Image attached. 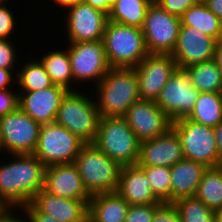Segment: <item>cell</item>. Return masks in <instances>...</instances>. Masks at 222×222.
I'll list each match as a JSON object with an SVG mask.
<instances>
[{
    "mask_svg": "<svg viewBox=\"0 0 222 222\" xmlns=\"http://www.w3.org/2000/svg\"><path fill=\"white\" fill-rule=\"evenodd\" d=\"M11 156L14 160L0 165V196L13 209H22L44 189L46 166L34 154Z\"/></svg>",
    "mask_w": 222,
    "mask_h": 222,
    "instance_id": "obj_1",
    "label": "cell"
},
{
    "mask_svg": "<svg viewBox=\"0 0 222 222\" xmlns=\"http://www.w3.org/2000/svg\"><path fill=\"white\" fill-rule=\"evenodd\" d=\"M95 86L100 117H124L127 110L141 100L134 68H110Z\"/></svg>",
    "mask_w": 222,
    "mask_h": 222,
    "instance_id": "obj_2",
    "label": "cell"
},
{
    "mask_svg": "<svg viewBox=\"0 0 222 222\" xmlns=\"http://www.w3.org/2000/svg\"><path fill=\"white\" fill-rule=\"evenodd\" d=\"M102 41L110 68H135L149 54L138 27L108 20Z\"/></svg>",
    "mask_w": 222,
    "mask_h": 222,
    "instance_id": "obj_3",
    "label": "cell"
},
{
    "mask_svg": "<svg viewBox=\"0 0 222 222\" xmlns=\"http://www.w3.org/2000/svg\"><path fill=\"white\" fill-rule=\"evenodd\" d=\"M86 191L92 196L116 192L122 166L93 143L85 144L74 161Z\"/></svg>",
    "mask_w": 222,
    "mask_h": 222,
    "instance_id": "obj_4",
    "label": "cell"
},
{
    "mask_svg": "<svg viewBox=\"0 0 222 222\" xmlns=\"http://www.w3.org/2000/svg\"><path fill=\"white\" fill-rule=\"evenodd\" d=\"M140 143L124 117H100L93 144L110 159L121 166L137 164Z\"/></svg>",
    "mask_w": 222,
    "mask_h": 222,
    "instance_id": "obj_5",
    "label": "cell"
},
{
    "mask_svg": "<svg viewBox=\"0 0 222 222\" xmlns=\"http://www.w3.org/2000/svg\"><path fill=\"white\" fill-rule=\"evenodd\" d=\"M84 94L69 91L62 99L54 122L87 144L95 141L100 114L96 100Z\"/></svg>",
    "mask_w": 222,
    "mask_h": 222,
    "instance_id": "obj_6",
    "label": "cell"
},
{
    "mask_svg": "<svg viewBox=\"0 0 222 222\" xmlns=\"http://www.w3.org/2000/svg\"><path fill=\"white\" fill-rule=\"evenodd\" d=\"M85 144L65 127L53 122L41 126L36 150L33 154L46 167L74 163Z\"/></svg>",
    "mask_w": 222,
    "mask_h": 222,
    "instance_id": "obj_7",
    "label": "cell"
},
{
    "mask_svg": "<svg viewBox=\"0 0 222 222\" xmlns=\"http://www.w3.org/2000/svg\"><path fill=\"white\" fill-rule=\"evenodd\" d=\"M171 127L180 138L185 159L204 164L206 167H217V145L213 128L195 123L188 118L172 122Z\"/></svg>",
    "mask_w": 222,
    "mask_h": 222,
    "instance_id": "obj_8",
    "label": "cell"
},
{
    "mask_svg": "<svg viewBox=\"0 0 222 222\" xmlns=\"http://www.w3.org/2000/svg\"><path fill=\"white\" fill-rule=\"evenodd\" d=\"M181 20L155 1L149 6L141 28L149 54H171L176 46Z\"/></svg>",
    "mask_w": 222,
    "mask_h": 222,
    "instance_id": "obj_9",
    "label": "cell"
},
{
    "mask_svg": "<svg viewBox=\"0 0 222 222\" xmlns=\"http://www.w3.org/2000/svg\"><path fill=\"white\" fill-rule=\"evenodd\" d=\"M41 124L20 108L0 118L1 151L8 154H33Z\"/></svg>",
    "mask_w": 222,
    "mask_h": 222,
    "instance_id": "obj_10",
    "label": "cell"
},
{
    "mask_svg": "<svg viewBox=\"0 0 222 222\" xmlns=\"http://www.w3.org/2000/svg\"><path fill=\"white\" fill-rule=\"evenodd\" d=\"M198 95L187 72L177 68L162 88L156 105L174 122L191 114Z\"/></svg>",
    "mask_w": 222,
    "mask_h": 222,
    "instance_id": "obj_11",
    "label": "cell"
},
{
    "mask_svg": "<svg viewBox=\"0 0 222 222\" xmlns=\"http://www.w3.org/2000/svg\"><path fill=\"white\" fill-rule=\"evenodd\" d=\"M71 72L75 83L92 80L97 85L109 71L102 40L68 43ZM94 81V82H93Z\"/></svg>",
    "mask_w": 222,
    "mask_h": 222,
    "instance_id": "obj_12",
    "label": "cell"
},
{
    "mask_svg": "<svg viewBox=\"0 0 222 222\" xmlns=\"http://www.w3.org/2000/svg\"><path fill=\"white\" fill-rule=\"evenodd\" d=\"M134 69L140 99L156 102L177 65L171 54H148Z\"/></svg>",
    "mask_w": 222,
    "mask_h": 222,
    "instance_id": "obj_13",
    "label": "cell"
},
{
    "mask_svg": "<svg viewBox=\"0 0 222 222\" xmlns=\"http://www.w3.org/2000/svg\"><path fill=\"white\" fill-rule=\"evenodd\" d=\"M69 8V9H68ZM66 31L69 43L99 41L108 21V15L89 4L78 2L68 7Z\"/></svg>",
    "mask_w": 222,
    "mask_h": 222,
    "instance_id": "obj_14",
    "label": "cell"
},
{
    "mask_svg": "<svg viewBox=\"0 0 222 222\" xmlns=\"http://www.w3.org/2000/svg\"><path fill=\"white\" fill-rule=\"evenodd\" d=\"M217 40L191 26L181 25L171 53L178 69L213 60Z\"/></svg>",
    "mask_w": 222,
    "mask_h": 222,
    "instance_id": "obj_15",
    "label": "cell"
},
{
    "mask_svg": "<svg viewBox=\"0 0 222 222\" xmlns=\"http://www.w3.org/2000/svg\"><path fill=\"white\" fill-rule=\"evenodd\" d=\"M128 125L140 142L159 137L171 128L170 118L155 101L139 100L125 114Z\"/></svg>",
    "mask_w": 222,
    "mask_h": 222,
    "instance_id": "obj_16",
    "label": "cell"
},
{
    "mask_svg": "<svg viewBox=\"0 0 222 222\" xmlns=\"http://www.w3.org/2000/svg\"><path fill=\"white\" fill-rule=\"evenodd\" d=\"M184 159L181 141L171 127L164 134L140 143L137 165L140 167H172Z\"/></svg>",
    "mask_w": 222,
    "mask_h": 222,
    "instance_id": "obj_17",
    "label": "cell"
},
{
    "mask_svg": "<svg viewBox=\"0 0 222 222\" xmlns=\"http://www.w3.org/2000/svg\"><path fill=\"white\" fill-rule=\"evenodd\" d=\"M69 91L62 86L19 92V108L41 125L53 123L62 99Z\"/></svg>",
    "mask_w": 222,
    "mask_h": 222,
    "instance_id": "obj_18",
    "label": "cell"
},
{
    "mask_svg": "<svg viewBox=\"0 0 222 222\" xmlns=\"http://www.w3.org/2000/svg\"><path fill=\"white\" fill-rule=\"evenodd\" d=\"M44 189L52 195L64 198L89 200L91 197L74 163L46 167Z\"/></svg>",
    "mask_w": 222,
    "mask_h": 222,
    "instance_id": "obj_19",
    "label": "cell"
},
{
    "mask_svg": "<svg viewBox=\"0 0 222 222\" xmlns=\"http://www.w3.org/2000/svg\"><path fill=\"white\" fill-rule=\"evenodd\" d=\"M88 201L55 196L41 189L30 203L60 222H88Z\"/></svg>",
    "mask_w": 222,
    "mask_h": 222,
    "instance_id": "obj_20",
    "label": "cell"
},
{
    "mask_svg": "<svg viewBox=\"0 0 222 222\" xmlns=\"http://www.w3.org/2000/svg\"><path fill=\"white\" fill-rule=\"evenodd\" d=\"M116 192L129 205L162 204L152 192L144 170L137 164L122 166Z\"/></svg>",
    "mask_w": 222,
    "mask_h": 222,
    "instance_id": "obj_21",
    "label": "cell"
},
{
    "mask_svg": "<svg viewBox=\"0 0 222 222\" xmlns=\"http://www.w3.org/2000/svg\"><path fill=\"white\" fill-rule=\"evenodd\" d=\"M207 167L193 160L182 159L170 167L171 203L184 197H194Z\"/></svg>",
    "mask_w": 222,
    "mask_h": 222,
    "instance_id": "obj_22",
    "label": "cell"
},
{
    "mask_svg": "<svg viewBox=\"0 0 222 222\" xmlns=\"http://www.w3.org/2000/svg\"><path fill=\"white\" fill-rule=\"evenodd\" d=\"M129 206L117 192L92 195L88 201V222H124Z\"/></svg>",
    "mask_w": 222,
    "mask_h": 222,
    "instance_id": "obj_23",
    "label": "cell"
},
{
    "mask_svg": "<svg viewBox=\"0 0 222 222\" xmlns=\"http://www.w3.org/2000/svg\"><path fill=\"white\" fill-rule=\"evenodd\" d=\"M181 25L191 26L216 39H221V19L205 3H197L180 17Z\"/></svg>",
    "mask_w": 222,
    "mask_h": 222,
    "instance_id": "obj_24",
    "label": "cell"
},
{
    "mask_svg": "<svg viewBox=\"0 0 222 222\" xmlns=\"http://www.w3.org/2000/svg\"><path fill=\"white\" fill-rule=\"evenodd\" d=\"M184 70L199 92L222 94V75L214 60L196 63Z\"/></svg>",
    "mask_w": 222,
    "mask_h": 222,
    "instance_id": "obj_25",
    "label": "cell"
},
{
    "mask_svg": "<svg viewBox=\"0 0 222 222\" xmlns=\"http://www.w3.org/2000/svg\"><path fill=\"white\" fill-rule=\"evenodd\" d=\"M40 61L54 85L62 86L68 91H76L72 87L75 81L71 72L68 49L66 51L58 49L57 51L51 50L50 53L43 54Z\"/></svg>",
    "mask_w": 222,
    "mask_h": 222,
    "instance_id": "obj_26",
    "label": "cell"
},
{
    "mask_svg": "<svg viewBox=\"0 0 222 222\" xmlns=\"http://www.w3.org/2000/svg\"><path fill=\"white\" fill-rule=\"evenodd\" d=\"M194 197L214 212L222 209V165L207 167Z\"/></svg>",
    "mask_w": 222,
    "mask_h": 222,
    "instance_id": "obj_27",
    "label": "cell"
},
{
    "mask_svg": "<svg viewBox=\"0 0 222 222\" xmlns=\"http://www.w3.org/2000/svg\"><path fill=\"white\" fill-rule=\"evenodd\" d=\"M152 0H117L111 8L108 20L142 28L144 19Z\"/></svg>",
    "mask_w": 222,
    "mask_h": 222,
    "instance_id": "obj_28",
    "label": "cell"
},
{
    "mask_svg": "<svg viewBox=\"0 0 222 222\" xmlns=\"http://www.w3.org/2000/svg\"><path fill=\"white\" fill-rule=\"evenodd\" d=\"M187 118L198 124L216 127L222 122V94L199 92L194 108Z\"/></svg>",
    "mask_w": 222,
    "mask_h": 222,
    "instance_id": "obj_29",
    "label": "cell"
},
{
    "mask_svg": "<svg viewBox=\"0 0 222 222\" xmlns=\"http://www.w3.org/2000/svg\"><path fill=\"white\" fill-rule=\"evenodd\" d=\"M20 68V70H16L18 72L15 74L18 77L15 79L20 86L19 92L43 90L54 85L40 60H31Z\"/></svg>",
    "mask_w": 222,
    "mask_h": 222,
    "instance_id": "obj_30",
    "label": "cell"
},
{
    "mask_svg": "<svg viewBox=\"0 0 222 222\" xmlns=\"http://www.w3.org/2000/svg\"><path fill=\"white\" fill-rule=\"evenodd\" d=\"M182 222H215V212L195 197H184L172 203Z\"/></svg>",
    "mask_w": 222,
    "mask_h": 222,
    "instance_id": "obj_31",
    "label": "cell"
},
{
    "mask_svg": "<svg viewBox=\"0 0 222 222\" xmlns=\"http://www.w3.org/2000/svg\"><path fill=\"white\" fill-rule=\"evenodd\" d=\"M148 179L151 190L161 203H171V171L170 167H141Z\"/></svg>",
    "mask_w": 222,
    "mask_h": 222,
    "instance_id": "obj_32",
    "label": "cell"
},
{
    "mask_svg": "<svg viewBox=\"0 0 222 222\" xmlns=\"http://www.w3.org/2000/svg\"><path fill=\"white\" fill-rule=\"evenodd\" d=\"M160 205H130L124 222H152L154 212Z\"/></svg>",
    "mask_w": 222,
    "mask_h": 222,
    "instance_id": "obj_33",
    "label": "cell"
},
{
    "mask_svg": "<svg viewBox=\"0 0 222 222\" xmlns=\"http://www.w3.org/2000/svg\"><path fill=\"white\" fill-rule=\"evenodd\" d=\"M4 2L0 0V39H8L16 27L15 16Z\"/></svg>",
    "mask_w": 222,
    "mask_h": 222,
    "instance_id": "obj_34",
    "label": "cell"
},
{
    "mask_svg": "<svg viewBox=\"0 0 222 222\" xmlns=\"http://www.w3.org/2000/svg\"><path fill=\"white\" fill-rule=\"evenodd\" d=\"M155 2L169 14L179 18L190 7L198 3L196 0H156Z\"/></svg>",
    "mask_w": 222,
    "mask_h": 222,
    "instance_id": "obj_35",
    "label": "cell"
},
{
    "mask_svg": "<svg viewBox=\"0 0 222 222\" xmlns=\"http://www.w3.org/2000/svg\"><path fill=\"white\" fill-rule=\"evenodd\" d=\"M13 45L9 39H0V68H15L17 56Z\"/></svg>",
    "mask_w": 222,
    "mask_h": 222,
    "instance_id": "obj_36",
    "label": "cell"
},
{
    "mask_svg": "<svg viewBox=\"0 0 222 222\" xmlns=\"http://www.w3.org/2000/svg\"><path fill=\"white\" fill-rule=\"evenodd\" d=\"M19 108V94L10 89L0 90V118Z\"/></svg>",
    "mask_w": 222,
    "mask_h": 222,
    "instance_id": "obj_37",
    "label": "cell"
},
{
    "mask_svg": "<svg viewBox=\"0 0 222 222\" xmlns=\"http://www.w3.org/2000/svg\"><path fill=\"white\" fill-rule=\"evenodd\" d=\"M152 222H182L172 203H162L154 212Z\"/></svg>",
    "mask_w": 222,
    "mask_h": 222,
    "instance_id": "obj_38",
    "label": "cell"
},
{
    "mask_svg": "<svg viewBox=\"0 0 222 222\" xmlns=\"http://www.w3.org/2000/svg\"><path fill=\"white\" fill-rule=\"evenodd\" d=\"M22 210L29 222H60L50 215L40 213L31 203L25 205Z\"/></svg>",
    "mask_w": 222,
    "mask_h": 222,
    "instance_id": "obj_39",
    "label": "cell"
},
{
    "mask_svg": "<svg viewBox=\"0 0 222 222\" xmlns=\"http://www.w3.org/2000/svg\"><path fill=\"white\" fill-rule=\"evenodd\" d=\"M15 71L13 69H3L0 68V90H4V89H10L8 88L9 85H12V81L16 82V80H14V77L12 76V72Z\"/></svg>",
    "mask_w": 222,
    "mask_h": 222,
    "instance_id": "obj_40",
    "label": "cell"
},
{
    "mask_svg": "<svg viewBox=\"0 0 222 222\" xmlns=\"http://www.w3.org/2000/svg\"><path fill=\"white\" fill-rule=\"evenodd\" d=\"M213 131L216 139L218 161L222 164V122L214 127Z\"/></svg>",
    "mask_w": 222,
    "mask_h": 222,
    "instance_id": "obj_41",
    "label": "cell"
},
{
    "mask_svg": "<svg viewBox=\"0 0 222 222\" xmlns=\"http://www.w3.org/2000/svg\"><path fill=\"white\" fill-rule=\"evenodd\" d=\"M207 7L222 20V0H206Z\"/></svg>",
    "mask_w": 222,
    "mask_h": 222,
    "instance_id": "obj_42",
    "label": "cell"
},
{
    "mask_svg": "<svg viewBox=\"0 0 222 222\" xmlns=\"http://www.w3.org/2000/svg\"><path fill=\"white\" fill-rule=\"evenodd\" d=\"M213 60L218 66V69L222 75V39L218 40L216 43Z\"/></svg>",
    "mask_w": 222,
    "mask_h": 222,
    "instance_id": "obj_43",
    "label": "cell"
},
{
    "mask_svg": "<svg viewBox=\"0 0 222 222\" xmlns=\"http://www.w3.org/2000/svg\"><path fill=\"white\" fill-rule=\"evenodd\" d=\"M13 208L0 196V221L5 219Z\"/></svg>",
    "mask_w": 222,
    "mask_h": 222,
    "instance_id": "obj_44",
    "label": "cell"
},
{
    "mask_svg": "<svg viewBox=\"0 0 222 222\" xmlns=\"http://www.w3.org/2000/svg\"><path fill=\"white\" fill-rule=\"evenodd\" d=\"M12 212L5 219L1 220L0 222H29L27 218H24V219L22 218V217H24V215L23 216L18 215L16 217V215H14L15 210Z\"/></svg>",
    "mask_w": 222,
    "mask_h": 222,
    "instance_id": "obj_45",
    "label": "cell"
},
{
    "mask_svg": "<svg viewBox=\"0 0 222 222\" xmlns=\"http://www.w3.org/2000/svg\"><path fill=\"white\" fill-rule=\"evenodd\" d=\"M82 2L89 4L94 9H97L103 12V0H82Z\"/></svg>",
    "mask_w": 222,
    "mask_h": 222,
    "instance_id": "obj_46",
    "label": "cell"
},
{
    "mask_svg": "<svg viewBox=\"0 0 222 222\" xmlns=\"http://www.w3.org/2000/svg\"><path fill=\"white\" fill-rule=\"evenodd\" d=\"M54 2L62 6V8H68L78 2H82V0H54Z\"/></svg>",
    "mask_w": 222,
    "mask_h": 222,
    "instance_id": "obj_47",
    "label": "cell"
},
{
    "mask_svg": "<svg viewBox=\"0 0 222 222\" xmlns=\"http://www.w3.org/2000/svg\"><path fill=\"white\" fill-rule=\"evenodd\" d=\"M117 0H103V13L109 15L111 8L114 6Z\"/></svg>",
    "mask_w": 222,
    "mask_h": 222,
    "instance_id": "obj_48",
    "label": "cell"
},
{
    "mask_svg": "<svg viewBox=\"0 0 222 222\" xmlns=\"http://www.w3.org/2000/svg\"><path fill=\"white\" fill-rule=\"evenodd\" d=\"M215 222H222V209L215 211Z\"/></svg>",
    "mask_w": 222,
    "mask_h": 222,
    "instance_id": "obj_49",
    "label": "cell"
},
{
    "mask_svg": "<svg viewBox=\"0 0 222 222\" xmlns=\"http://www.w3.org/2000/svg\"><path fill=\"white\" fill-rule=\"evenodd\" d=\"M198 3H204L206 0H196Z\"/></svg>",
    "mask_w": 222,
    "mask_h": 222,
    "instance_id": "obj_50",
    "label": "cell"
},
{
    "mask_svg": "<svg viewBox=\"0 0 222 222\" xmlns=\"http://www.w3.org/2000/svg\"><path fill=\"white\" fill-rule=\"evenodd\" d=\"M221 39H222V20H221Z\"/></svg>",
    "mask_w": 222,
    "mask_h": 222,
    "instance_id": "obj_51",
    "label": "cell"
}]
</instances>
